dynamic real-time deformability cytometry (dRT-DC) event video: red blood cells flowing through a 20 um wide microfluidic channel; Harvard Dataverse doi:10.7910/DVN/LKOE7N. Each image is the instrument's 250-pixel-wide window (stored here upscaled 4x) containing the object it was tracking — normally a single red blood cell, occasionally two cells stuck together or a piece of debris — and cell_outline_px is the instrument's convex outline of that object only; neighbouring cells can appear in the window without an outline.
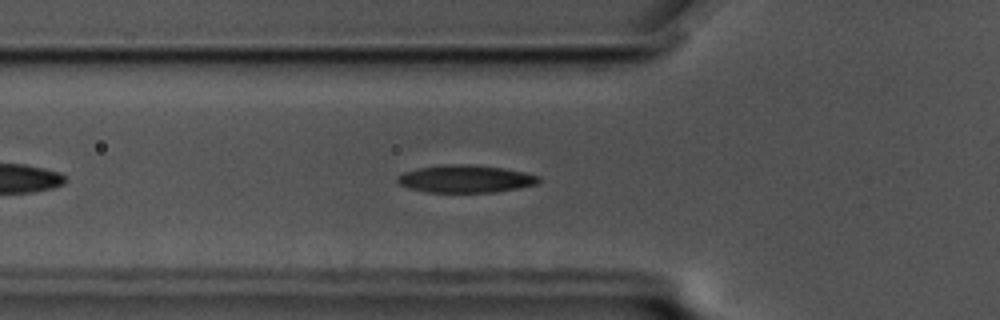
{"species": "common noctule bat (a hibernating species)", "species_latin": "Nyctalus noctula", "temperature_condition": "cold", "stored_images_in_passage": 47, "camera_frame_rate_fps": 3000, "um_per_image_px": 0.085, "animal": {"sex": "male", "body_mass_g": 17.5, "forearm_length_mm": 52.3}, "frame": {"image": 1, "passage_image": 8, "time_ms": 2.333, "image_size_px": [1000, 320], "cell_outline_px": [[540, 180], [536, 184], [496, 192], [428, 192], [408, 188], [400, 184], [396, 180], [396, 176], [404, 172], [416, 168], [444, 164], [472, 164], [504, 168], [524, 172], [540, 176]], "centroid_in_image_um": [39.54, 15.19], "position_along_channel_um": 86.3, "area_um2": 22.77}}
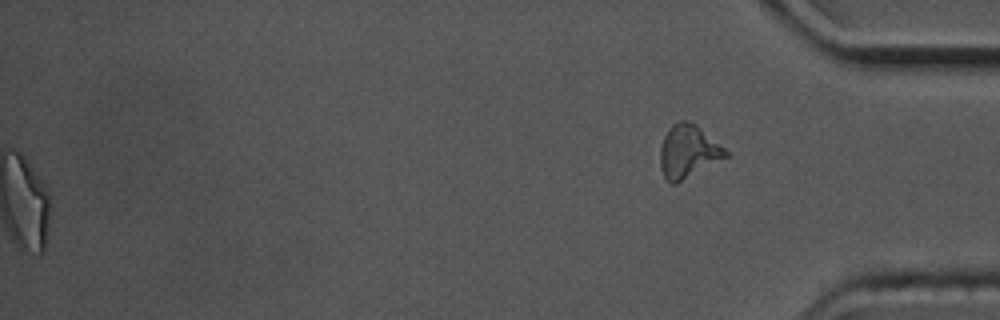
{"frame": {"image": 2, "passage_image": 47, "time_ms": 15.333, "image_size_px": [1000, 320], "cell_outline_px": [[728, 156], [676, 184], [672, 184], [664, 176], [660, 168], [660, 148], [664, 136], [668, 128], [672, 124], [680, 120], [688, 120], [696, 124], [724, 148], [728, 152]], "centroid_in_image_um": [58.46, 12.86], "position_along_channel_um": 376.7, "area_um2": 20.11}, "authors_computed_cell_mechanics": {"area_um2": 22.3108, "velocity_mm_per_s": 3.4711, "shape_relaxation_time_tau1_ms": 4.7503, "shape_relaxation_time_tau2_ms": 3.8869, "deformation_change_tau1": 0.1535, "deformation_change_tau2": 0.0917}}